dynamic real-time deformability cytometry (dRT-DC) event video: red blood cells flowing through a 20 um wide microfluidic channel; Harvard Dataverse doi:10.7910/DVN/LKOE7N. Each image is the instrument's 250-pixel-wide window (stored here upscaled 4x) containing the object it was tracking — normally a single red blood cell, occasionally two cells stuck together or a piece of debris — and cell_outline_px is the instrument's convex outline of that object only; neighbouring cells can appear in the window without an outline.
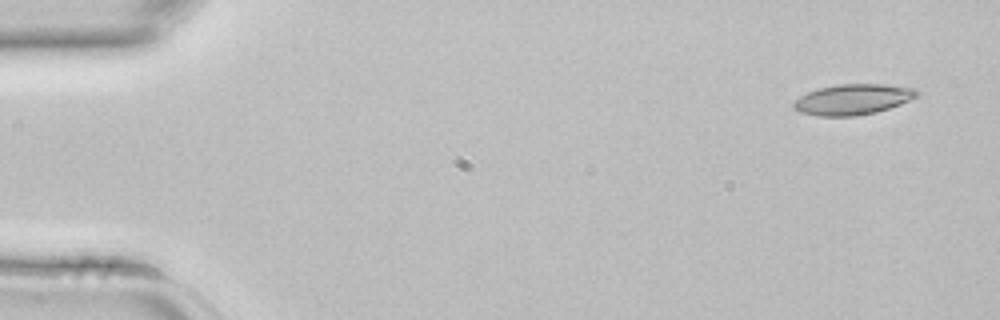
{"species": "common noctule bat (a hibernating species)", "species_latin": "Nyctalus noctula", "temperature_condition": "room temperature", "stored_images_in_passage": 4, "camera_frame_rate_fps": 3000, "um_per_image_px": 0.085, "animal": {"sex": "female", "body_mass_g": 22.7, "forearm_length_mm": 54.2}, "frame": {"image": 1, "passage_image": 1, "time_ms": 0.0, "image_size_px": [1000, 320], "cell_outline_px": [[920, 92], [916, 96], [900, 104], [876, 112], [852, 116], [816, 116], [800, 112], [792, 108], [792, 104], [800, 96], [808, 92], [820, 88], [836, 84], [884, 84], [916, 88]], "centroid_in_image_um": [72.47, 8.45], "position_along_channel_um": 12.5, "area_um2": 21.91}}
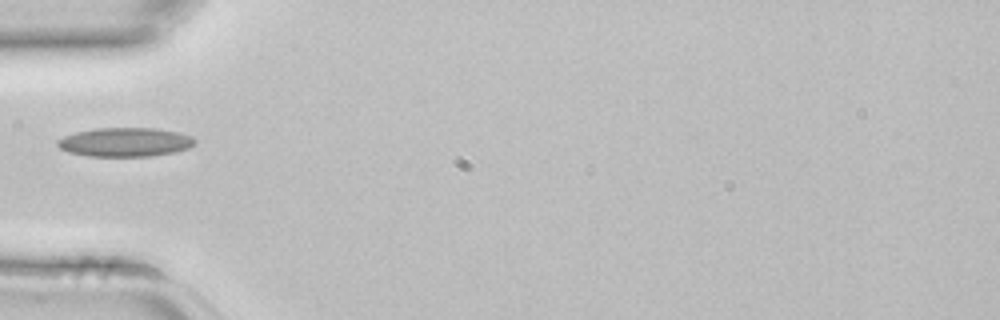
{"frame": {"image": 2, "passage_image": 4, "time_ms": 1.0, "image_size_px": [1000, 320], "cell_outline_px": [[196, 140], [188, 148], [172, 152], [152, 156], [88, 156], [68, 152], [60, 148], [56, 144], [56, 140], [64, 136], [76, 132], [96, 128], [156, 128], [180, 132], [192, 136]], "centroid_in_image_um": [10.61, 12.07], "position_along_channel_um": 74.4, "area_um2": 23.18}}